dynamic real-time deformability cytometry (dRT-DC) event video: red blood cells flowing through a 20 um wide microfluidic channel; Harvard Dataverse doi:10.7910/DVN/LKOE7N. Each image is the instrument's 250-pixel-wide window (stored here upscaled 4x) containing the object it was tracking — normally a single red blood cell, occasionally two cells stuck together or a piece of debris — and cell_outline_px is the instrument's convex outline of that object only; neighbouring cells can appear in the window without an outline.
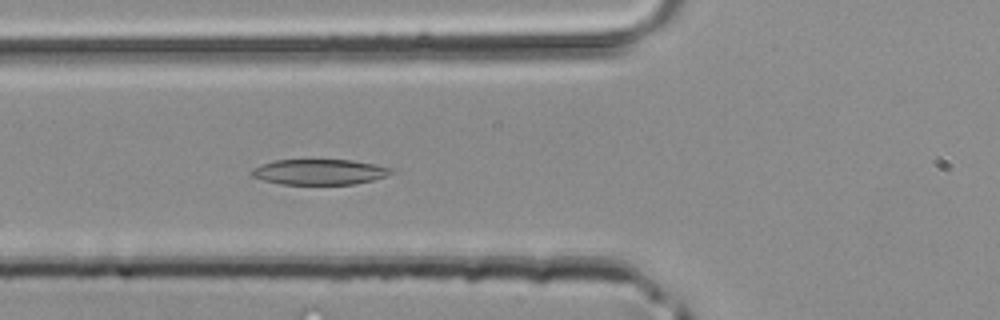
{"species": "common noctule bat (a hibernating species)", "species_latin": "Nyctalus noctula", "temperature_condition": "room temperature", "stored_images_in_passage": 44, "camera_frame_rate_fps": 3000, "um_per_image_px": 0.085, "animal": {"sex": "male", "body_mass_g": 20.4}, "frame": {"image": 1, "passage_image": 17, "time_ms": 5.333, "image_size_px": [1000, 320], "cell_outline_px": [[392, 172], [388, 176], [372, 180], [352, 184], [280, 184], [264, 180], [252, 176], [248, 172], [252, 168], [260, 164], [276, 160], [352, 160], [376, 164], [392, 168]], "centroid_in_image_um": [27.13, 14.61], "position_along_channel_um": 98.7, "area_um2": 20.75}}
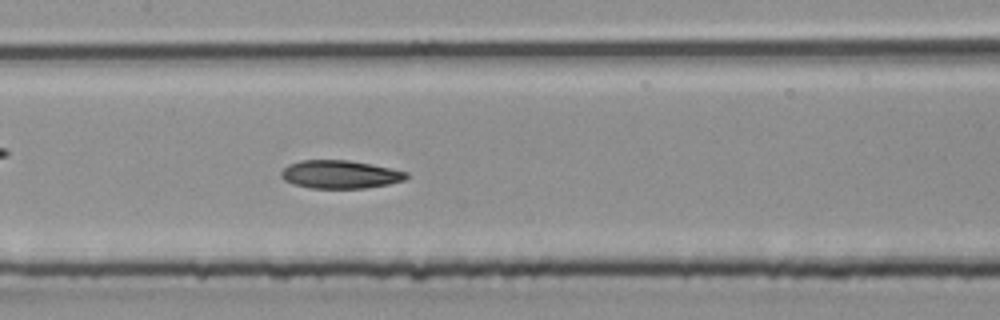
{"frame": {"image": 2, "passage_image": 22, "time_ms": 7.0, "image_size_px": [1000, 320], "cell_outline_px": [[408, 176], [404, 180], [388, 184], [364, 188], [308, 188], [292, 184], [284, 180], [280, 176], [280, 172], [288, 164], [300, 160], [348, 160], [372, 164], [408, 172]], "centroid_in_image_um": [28.87, 14.82], "position_along_channel_um": 178.5, "area_um2": 20.63}}
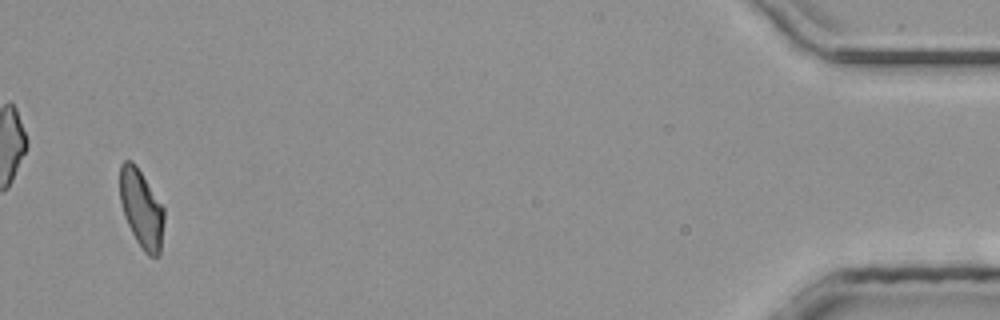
{"frame": {"image": 3, "passage_image": 43, "time_ms": 14.0, "image_size_px": [1000, 320], "cell_outline_px": [[164, 220], [160, 256], [148, 256], [144, 252], [136, 240], [124, 216], [120, 200], [120, 164], [124, 160], [132, 160], [136, 164], [164, 208]], "centroid_in_image_um": [12.02, 17.74], "position_along_channel_um": 423.2, "area_um2": 20.17}}